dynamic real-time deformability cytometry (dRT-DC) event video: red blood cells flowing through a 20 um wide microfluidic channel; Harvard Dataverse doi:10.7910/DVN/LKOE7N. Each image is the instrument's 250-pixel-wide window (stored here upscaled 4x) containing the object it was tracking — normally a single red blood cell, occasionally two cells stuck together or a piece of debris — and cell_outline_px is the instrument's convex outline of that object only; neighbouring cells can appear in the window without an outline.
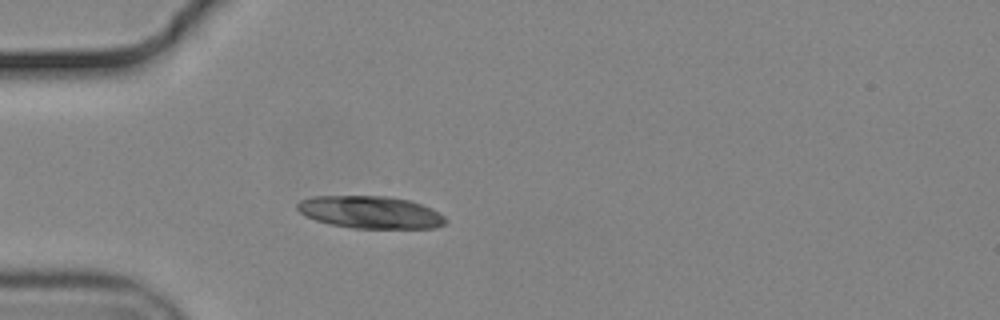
{"species": "common noctule bat (a hibernating species)", "species_latin": "Nyctalus noctula", "temperature_condition": "cold", "stored_images_in_passage": 42, "camera_frame_rate_fps": 3000, "um_per_image_px": 0.085, "animal": {"sex": "male", "body_mass_g": 19.2, "forearm_length_mm": 51.8}, "frame": {"image": 1, "passage_image": 7, "time_ms": 2.0, "image_size_px": [1000, 320], "cell_outline_px": [[448, 220], [444, 224], [436, 228], [352, 228], [332, 224], [316, 220], [300, 212], [296, 208], [296, 204], [300, 200], [312, 196], [388, 196], [408, 200], [432, 208], [444, 216]], "centroid_in_image_um": [31.49, 18.04], "position_along_channel_um": 53.5, "area_um2": 27.92}}